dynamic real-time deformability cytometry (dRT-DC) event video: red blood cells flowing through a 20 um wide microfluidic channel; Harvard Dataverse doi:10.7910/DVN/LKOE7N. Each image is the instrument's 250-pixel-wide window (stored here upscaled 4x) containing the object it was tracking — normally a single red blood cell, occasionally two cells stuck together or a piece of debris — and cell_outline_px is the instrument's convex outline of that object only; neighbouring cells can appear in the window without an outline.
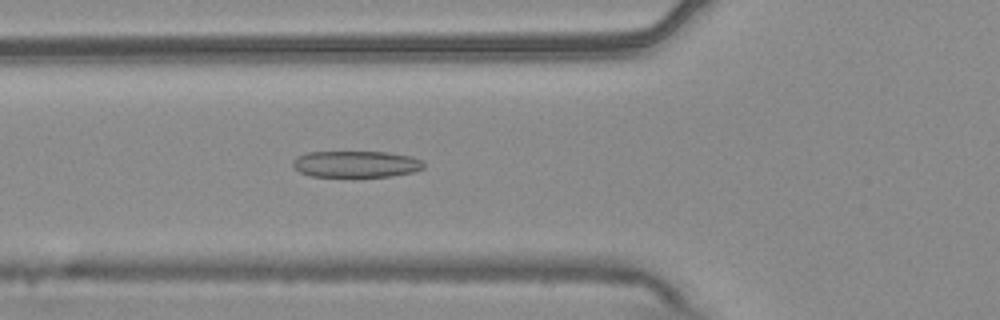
{"species": "common noctule bat (a hibernating species)", "species_latin": "Nyctalus noctula", "temperature_condition": "warm", "stored_images_in_passage": 53, "camera_frame_rate_fps": 3000, "um_per_image_px": 0.085, "animal": {"sex": "male", "body_mass_g": 20.4}, "frame": {"image": 1, "passage_image": 19, "time_ms": 6.0, "image_size_px": [1000, 320], "cell_outline_px": [[424, 168], [412, 172], [392, 176], [312, 176], [300, 172], [292, 164], [292, 160], [296, 156], [308, 152], [388, 152], [412, 156], [420, 160], [424, 164]], "centroid_in_image_um": [30.26, 13.94], "position_along_channel_um": 95.5, "area_um2": 20.11}}
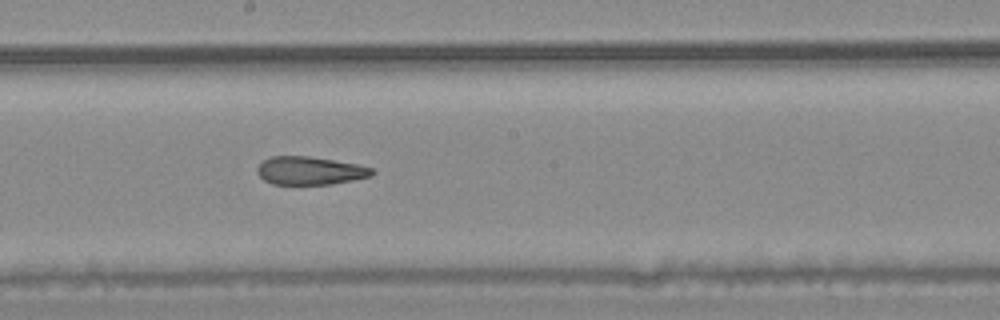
{"frame": {"image": 2, "passage_image": 29, "time_ms": 9.333, "image_size_px": [1000, 320], "cell_outline_px": [[376, 172], [372, 176], [332, 184], [272, 184], [264, 180], [256, 172], [256, 168], [264, 160], [272, 156], [308, 156], [356, 164], [372, 168]], "centroid_in_image_um": [26.34, 14.51], "position_along_channel_um": 221.9, "area_um2": 18.73}}
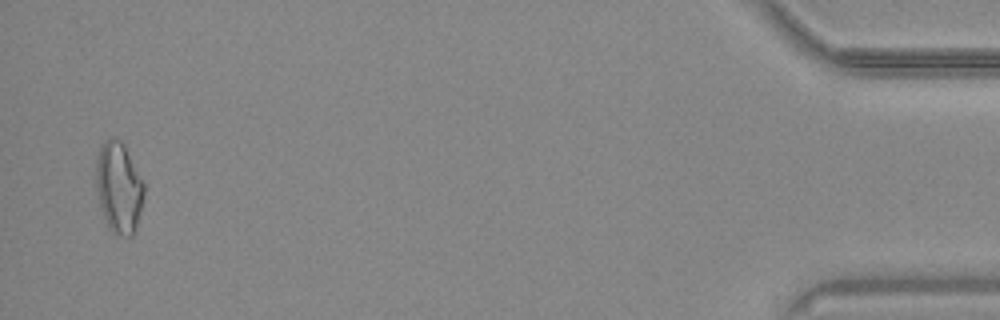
{"frame": {"image": 3, "passage_image": 52, "time_ms": 17.0, "image_size_px": [1000, 320], "cell_outline_px": [[144, 196], [136, 224], [132, 236], [120, 236], [112, 232], [108, 228], [100, 208], [96, 188], [96, 156], [100, 144], [104, 140], [112, 136], [120, 140], [124, 144], [144, 184]], "centroid_in_image_um": [10.06, 15.91], "position_along_channel_um": 425.1, "area_um2": 25.55}, "authors_computed_cell_mechanics": {"area_um2": 20.9236, "velocity_mm_per_s": 3.7772, "shape_relaxation_time_tau1_ms": null, "shape_relaxation_time_tau2_ms": 3.8145, "deformation_change_tau1": null, "deformation_change_tau2": 0.1248}}